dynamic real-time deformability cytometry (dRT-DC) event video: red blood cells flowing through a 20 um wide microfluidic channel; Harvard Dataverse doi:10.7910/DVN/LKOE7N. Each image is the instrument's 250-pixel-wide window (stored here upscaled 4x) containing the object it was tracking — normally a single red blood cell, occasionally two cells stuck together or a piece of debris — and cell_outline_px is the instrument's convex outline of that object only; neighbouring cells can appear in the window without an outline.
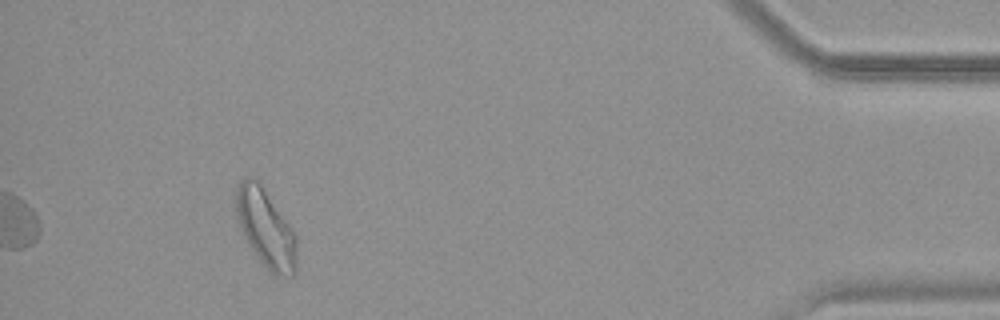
{"species": "common noctule bat (a hibernating species)", "species_latin": "Nyctalus noctula", "temperature_condition": "warm", "stored_images_in_passage": 47, "segment_of_instrument_passage": [2, 2], "camera_frame_rate_fps": 3000, "um_per_image_px": 0.085, "animal": {"sex": "female", "body_mass_g": 19.9}, "frame": {"image": 1, "passage_image": 47, "time_ms": 15.333, "image_size_px": [1000, 320], "cell_outline_px": [[296, 272], [292, 276], [276, 276], [260, 260], [248, 244], [236, 216], [236, 188], [240, 180], [248, 176], [256, 180], [260, 184], [288, 224], [296, 240]], "centroid_in_image_um": [22.57, 19.41], "position_along_channel_um": 412.6, "area_um2": 26.76}}